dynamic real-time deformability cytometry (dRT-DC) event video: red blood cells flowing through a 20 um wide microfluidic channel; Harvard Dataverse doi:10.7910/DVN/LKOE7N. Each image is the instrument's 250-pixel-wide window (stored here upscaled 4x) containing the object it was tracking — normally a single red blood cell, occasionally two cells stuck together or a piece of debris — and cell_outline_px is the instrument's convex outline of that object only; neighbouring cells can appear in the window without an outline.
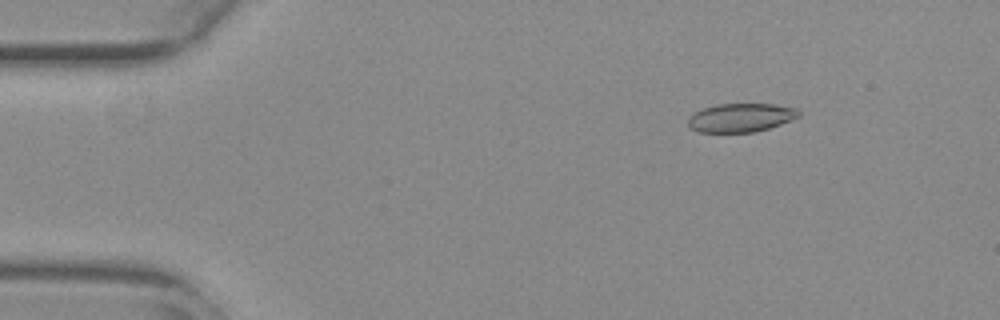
{"species": "common noctule bat (a hibernating species)", "species_latin": "Nyctalus noctula", "temperature_condition": "warm", "stored_images_in_passage": 55, "camera_frame_rate_fps": 3000, "um_per_image_px": 0.085, "animal": {"sex": "female", "body_mass_g": 29.2, "forearm_length_mm": 56.3}, "frame": {"image": 1, "passage_image": 8, "time_ms": 2.333, "image_size_px": [1000, 320], "cell_outline_px": [[800, 116], [780, 124], [768, 128], [752, 132], [700, 132], [692, 128], [688, 124], [688, 116], [692, 112], [716, 104], [772, 104], [796, 108], [800, 112]], "centroid_in_image_um": [62.94, 9.99], "position_along_channel_um": 22.1, "area_um2": 18.38}}
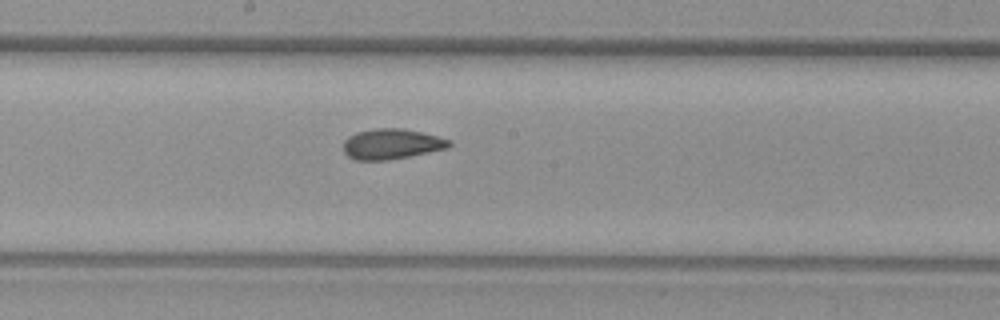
{"frame": {"image": 2, "passage_image": 30, "time_ms": 9.667, "image_size_px": [1000, 320], "cell_outline_px": [[452, 144], [448, 148], [388, 160], [356, 160], [348, 156], [344, 152], [344, 140], [348, 136], [356, 132], [376, 128], [404, 128], [452, 140]], "centroid_in_image_um": [33.27, 12.23], "position_along_channel_um": 214.9, "area_um2": 18.67}}
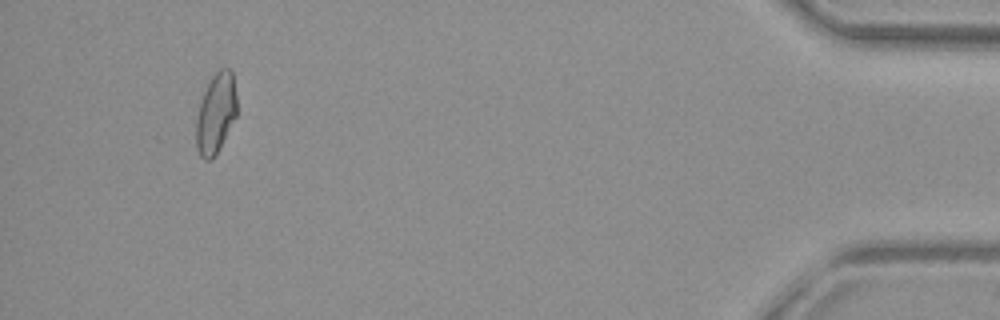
{"frame": {"image": 3, "passage_image": 52, "time_ms": 17.0, "image_size_px": [1000, 320], "cell_outline_px": [[236, 116], [216, 156], [212, 160], [204, 160], [200, 156], [196, 148], [196, 120], [200, 104], [204, 92], [212, 76], [220, 68], [232, 68], [236, 96]], "centroid_in_image_um": [18.35, 9.66], "position_along_channel_um": 416.9, "area_um2": 19.07}, "authors_computed_cell_mechanics": {"area_um2": 19.0162, "velocity_mm_per_s": 3.7798, "shape_relaxation_time_tau1_ms": null, "shape_relaxation_time_tau2_ms": 1.9105, "deformation_change_tau1": null, "deformation_change_tau2": 0.0719}}